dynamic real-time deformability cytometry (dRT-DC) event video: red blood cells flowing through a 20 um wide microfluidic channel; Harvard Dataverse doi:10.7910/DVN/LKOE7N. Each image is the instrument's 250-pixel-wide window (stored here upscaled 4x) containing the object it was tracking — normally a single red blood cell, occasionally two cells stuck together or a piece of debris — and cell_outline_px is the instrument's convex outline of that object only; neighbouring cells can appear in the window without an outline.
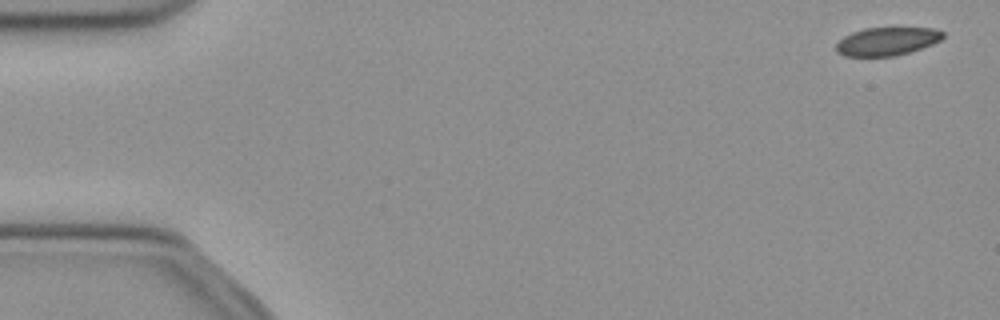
{"species": "common noctule bat (a hibernating species)", "species_latin": "Nyctalus noctula", "temperature_condition": "cold", "stored_images_in_passage": 52, "camera_frame_rate_fps": 3000, "um_per_image_px": 0.085, "animal": {"sex": "female", "body_mass_g": 21.9}, "frame": {"image": 1, "passage_image": 2, "time_ms": 0.333, "image_size_px": [1000, 320], "cell_outline_px": [[944, 36], [940, 40], [932, 44], [896, 56], [844, 56], [836, 52], [836, 44], [844, 36], [852, 32], [864, 28], [932, 28], [944, 32]], "centroid_in_image_um": [75.37, 3.51], "position_along_channel_um": 9.6, "area_um2": 17.46}}
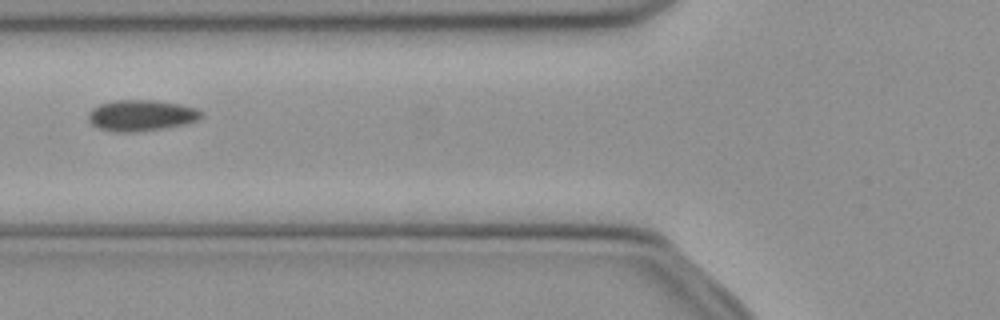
{"frame": {"image": 2, "passage_image": 20, "time_ms": 6.333, "image_size_px": [1000, 320], "cell_outline_px": [[204, 116], [188, 124], [136, 132], [116, 132], [100, 128], [92, 124], [88, 120], [88, 112], [92, 108], [100, 104], [116, 100], [156, 100], [180, 104], [196, 108], [204, 112]], "centroid_in_image_um": [12.03, 9.81], "position_along_channel_um": 113.8, "area_um2": 20.58}}
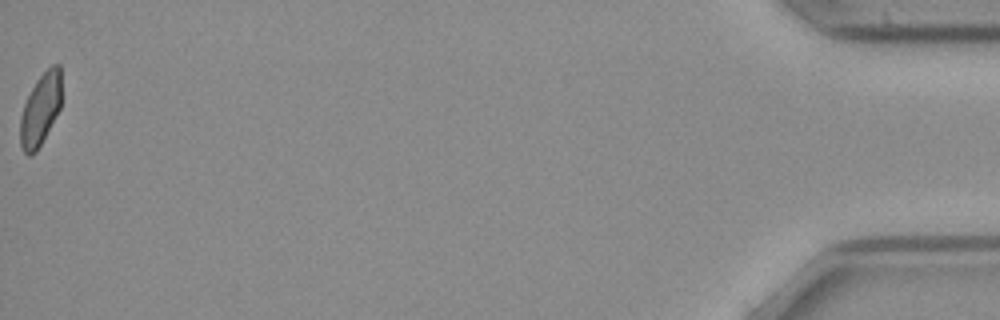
{"frame": {"image": 3, "passage_image": 52, "time_ms": 17.0, "image_size_px": [1000, 320], "cell_outline_px": [[60, 108], [36, 152], [32, 156], [28, 156], [24, 152], [20, 144], [20, 116], [24, 104], [36, 80], [52, 64], [60, 64]], "centroid_in_image_um": [3.42, 9.32], "position_along_channel_um": 431.8, "area_um2": 17.05}}